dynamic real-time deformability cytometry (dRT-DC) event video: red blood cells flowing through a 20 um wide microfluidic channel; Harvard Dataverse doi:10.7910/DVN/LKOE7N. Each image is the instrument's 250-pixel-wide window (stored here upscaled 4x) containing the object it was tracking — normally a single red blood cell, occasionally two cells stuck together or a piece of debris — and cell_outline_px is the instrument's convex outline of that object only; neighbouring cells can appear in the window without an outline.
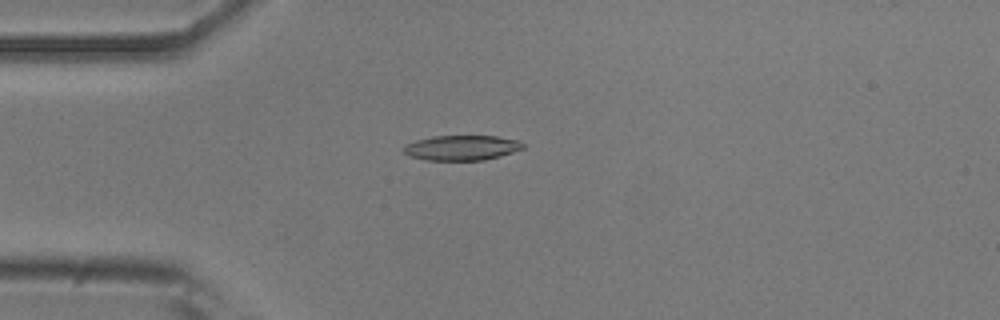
{"species": "common noctule bat (a hibernating species)", "species_latin": "Nyctalus noctula", "temperature_condition": "room temperature", "stored_images_in_passage": 47, "camera_frame_rate_fps": 3000, "um_per_image_px": 0.085, "animal": {"sex": "male", "body_mass_g": 20.5, "forearm_length_mm": 52.5}, "frame": {"image": 1, "passage_image": 7, "time_ms": 2.0, "image_size_px": [1000, 320], "cell_outline_px": [[524, 148], [500, 156], [484, 160], [424, 160], [408, 156], [400, 148], [416, 140], [432, 136], [496, 136], [520, 140], [524, 144]], "centroid_in_image_um": [39.23, 12.56], "position_along_channel_um": 45.8, "area_um2": 17.51}}
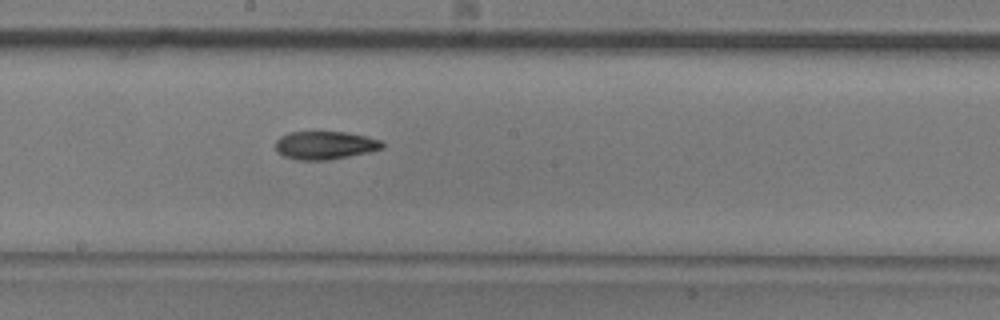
{"frame": {"image": 2, "passage_image": 22, "time_ms": 7.0, "image_size_px": [1000, 320], "cell_outline_px": [[384, 148], [368, 152], [328, 160], [296, 160], [284, 156], [276, 152], [276, 140], [280, 136], [288, 132], [344, 132], [364, 136], [380, 140], [384, 144]], "centroid_in_image_um": [27.58, 12.35], "position_along_channel_um": 220.6, "area_um2": 17.46}}
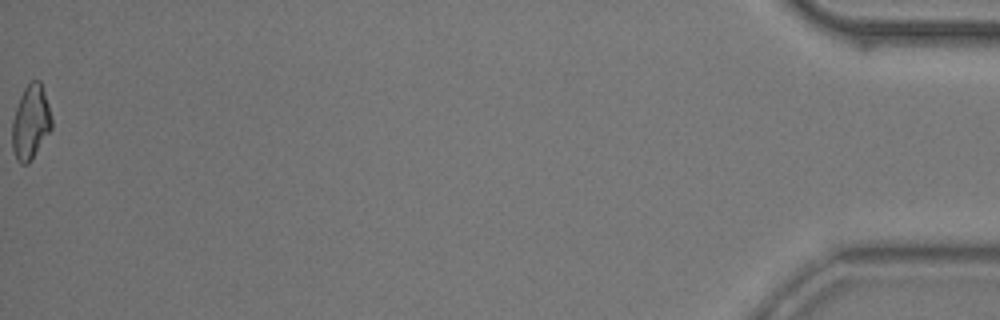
{"frame": {"image": 3, "passage_image": 47, "time_ms": 15.333, "image_size_px": [1000, 320], "cell_outline_px": [[52, 128], [32, 160], [28, 164], [20, 164], [16, 160], [12, 148], [12, 120], [20, 96], [24, 88], [32, 80], [40, 80], [48, 104], [52, 120]], "centroid_in_image_um": [2.6, 10.43], "position_along_channel_um": 432.6, "area_um2": 17.17}, "authors_computed_cell_mechanics": {"area_um2": 17.4556, "velocity_mm_per_s": 3.7898, "shape_relaxation_time_tau1_ms": 5.6593, "shape_relaxation_time_tau2_ms": 6.1169, "deformation_change_tau1": 0.1602, "deformation_change_tau2": 0.1295}}